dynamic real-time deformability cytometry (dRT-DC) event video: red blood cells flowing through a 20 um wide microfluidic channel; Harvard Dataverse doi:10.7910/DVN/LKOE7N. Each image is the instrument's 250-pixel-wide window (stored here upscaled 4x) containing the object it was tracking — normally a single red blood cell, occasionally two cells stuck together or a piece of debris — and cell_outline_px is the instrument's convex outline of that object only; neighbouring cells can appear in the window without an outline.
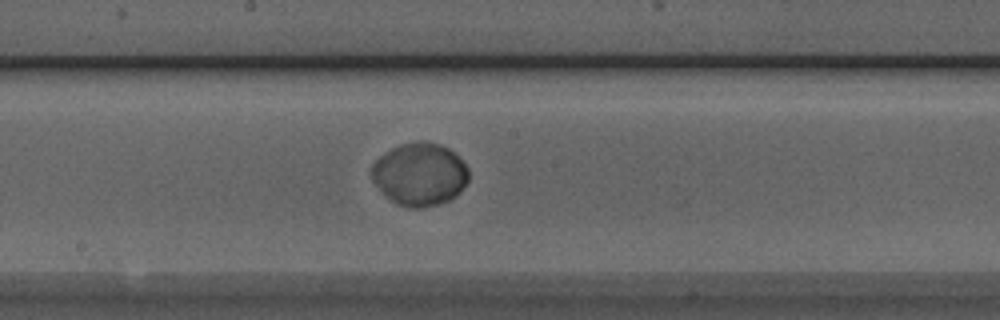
{"species": "Egyptian fruit bat (a non-hibernating species)", "species_latin": "Rousettus aegyptiacus", "temperature_condition": "room temperature", "stored_images_in_passage": 38, "camera_frame_rate_fps": 3000, "um_per_image_px": 0.085, "animal": {"sex": "male"}, "frame": {"image": 1, "passage_image": 14, "time_ms": 4.333, "image_size_px": [1000, 320], "cell_outline_px": [[468, 180], [460, 192], [448, 200], [436, 204], [420, 208], [408, 208], [396, 204], [376, 184], [372, 176], [372, 164], [380, 156], [392, 148], [400, 144], [440, 144], [448, 148], [468, 168]], "centroid_in_image_um": [35.68, 14.84], "position_along_channel_um": 212.5, "area_um2": 34.45}}
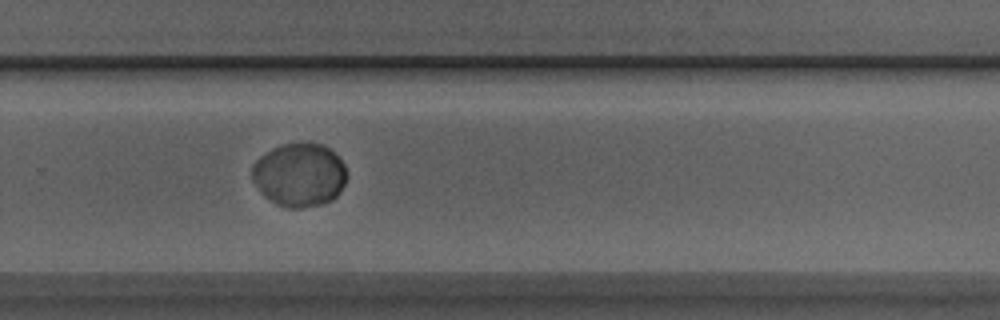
{"frame": {"image": 2, "passage_image": 21, "time_ms": 6.667, "image_size_px": [1000, 320], "cell_outline_px": [[348, 176], [340, 192], [332, 200], [320, 204], [304, 208], [288, 208], [276, 204], [264, 196], [260, 192], [252, 180], [252, 164], [260, 156], [272, 148], [284, 144], [324, 144], [344, 164]], "centroid_in_image_um": [25.44, 14.89], "position_along_channel_um": 304.4, "area_um2": 35.03}}
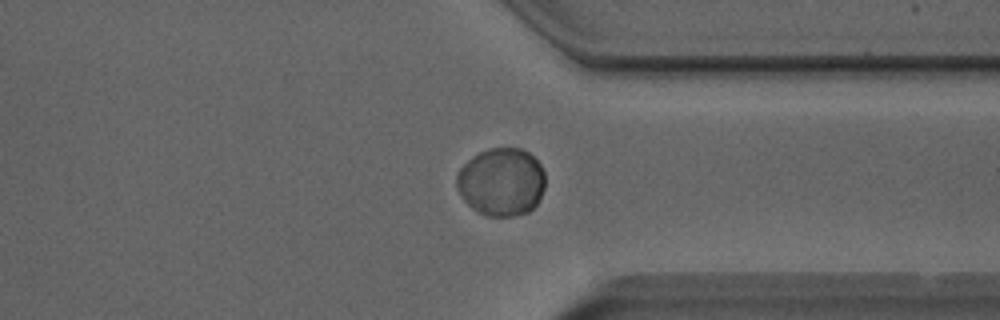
{"frame": {"image": 3, "passage_image": 26, "time_ms": 8.333, "image_size_px": [1000, 320], "cell_outline_px": [[544, 188], [536, 204], [528, 212], [508, 216], [484, 216], [472, 208], [464, 200], [456, 188], [456, 176], [460, 168], [472, 156], [480, 152], [492, 148], [520, 148], [528, 152], [540, 164], [544, 172]], "centroid_in_image_um": [42.59, 15.46], "position_along_channel_um": 368.8, "area_um2": 35.03}}